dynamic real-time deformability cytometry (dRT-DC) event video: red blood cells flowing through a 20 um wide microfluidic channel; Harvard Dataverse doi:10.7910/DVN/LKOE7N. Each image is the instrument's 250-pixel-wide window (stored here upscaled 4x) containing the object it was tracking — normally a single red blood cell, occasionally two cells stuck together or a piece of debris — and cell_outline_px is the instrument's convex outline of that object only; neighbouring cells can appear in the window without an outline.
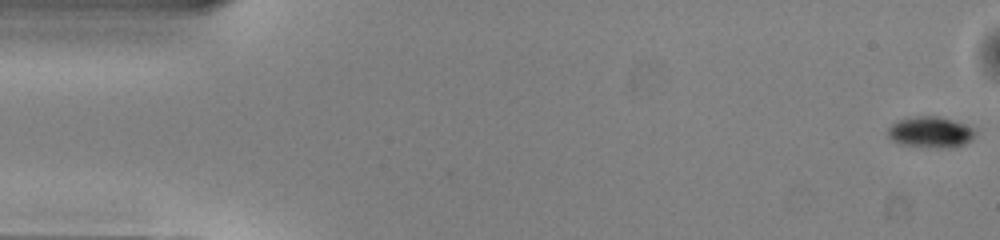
{"species": "common noctule bat (a hibernating species)", "species_latin": "Nyctalus noctula", "temperature_condition": "warm", "stored_images_in_passage": 51, "camera_frame_rate_fps": 3000, "um_per_image_px": 0.085, "animal": {"sex": "male", "body_mass_g": 13.0, "forearm_length_mm": 53.1}, "frame": {"image": 1, "passage_image": 1, "time_ms": 0.0, "image_size_px": [1000, 240], "cell_outline_px": [[976, 132], [972, 140], [964, 144], [952, 148], [944, 148], [900, 144], [892, 140], [888, 136], [888, 128], [896, 120], [916, 116], [940, 116], [964, 124], [972, 128]], "centroid_in_image_um": [79.09, 11.23], "position_along_channel_um": 5.9, "area_um2": 15.78}}
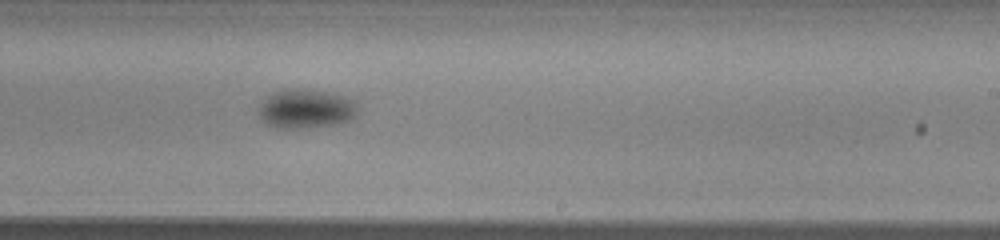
{"frame": {"image": 2, "passage_image": 31, "time_ms": 10.0, "image_size_px": [1000, 240], "cell_outline_px": [[356, 112], [348, 120], [332, 124], [300, 128], [280, 128], [268, 124], [260, 116], [260, 104], [272, 92], [292, 88], [300, 88], [328, 92], [344, 96], [356, 100]], "centroid_in_image_um": [26.0, 9.22], "position_along_channel_um": 263.0, "area_um2": 22.14}}
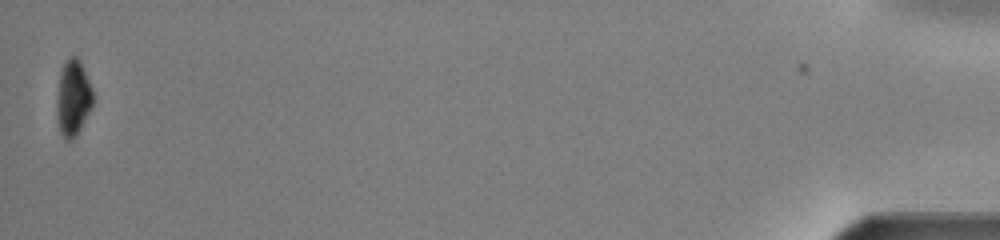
{"frame": {"image": 3, "passage_image": 51, "time_ms": 16.667, "image_size_px": [1000, 240], "cell_outline_px": [[92, 104], [80, 128], [72, 140], [64, 140], [60, 132], [56, 116], [56, 100], [60, 72], [64, 60], [68, 56], [76, 56], [80, 60], [92, 88]], "centroid_in_image_um": [6.17, 8.29], "position_along_channel_um": 429.0, "area_um2": 16.01}, "authors_computed_cell_mechanics": {"area_um2": 19.1318, "velocity_mm_per_s": 4.0323, "shape_relaxation_time_tau1_ms": 1.5179, "shape_relaxation_time_tau2_ms": null, "deformation_change_tau1": 0.0702, "deformation_change_tau2": null}}